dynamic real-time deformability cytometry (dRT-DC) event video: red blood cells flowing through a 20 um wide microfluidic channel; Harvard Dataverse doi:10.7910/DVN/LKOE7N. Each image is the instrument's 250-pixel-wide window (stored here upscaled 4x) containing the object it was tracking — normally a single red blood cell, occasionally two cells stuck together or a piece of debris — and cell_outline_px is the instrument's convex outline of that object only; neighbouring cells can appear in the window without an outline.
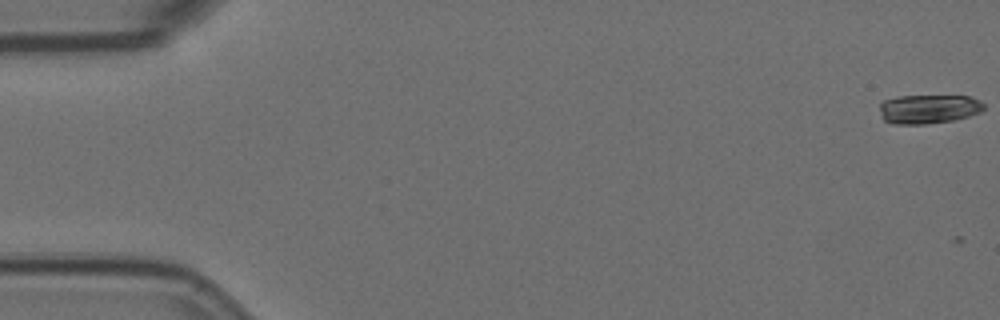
{"species": "Egyptian fruit bat (a non-hibernating species)", "species_latin": "Rousettus aegyptiacus", "temperature_condition": "room temperature", "stored_images_in_passage": 4, "camera_frame_rate_fps": 3000, "um_per_image_px": 0.085, "animal": {"sex": "female"}, "frame": {"image": 1, "passage_image": 1, "time_ms": 0.0, "image_size_px": [1000, 320], "cell_outline_px": [[984, 108], [980, 112], [968, 116], [952, 120], [924, 124], [896, 124], [884, 120], [880, 112], [880, 104], [884, 100], [896, 96], [968, 96], [980, 100], [984, 104]], "centroid_in_image_um": [78.92, 9.26], "position_along_channel_um": 6.1, "area_um2": 17.57}}